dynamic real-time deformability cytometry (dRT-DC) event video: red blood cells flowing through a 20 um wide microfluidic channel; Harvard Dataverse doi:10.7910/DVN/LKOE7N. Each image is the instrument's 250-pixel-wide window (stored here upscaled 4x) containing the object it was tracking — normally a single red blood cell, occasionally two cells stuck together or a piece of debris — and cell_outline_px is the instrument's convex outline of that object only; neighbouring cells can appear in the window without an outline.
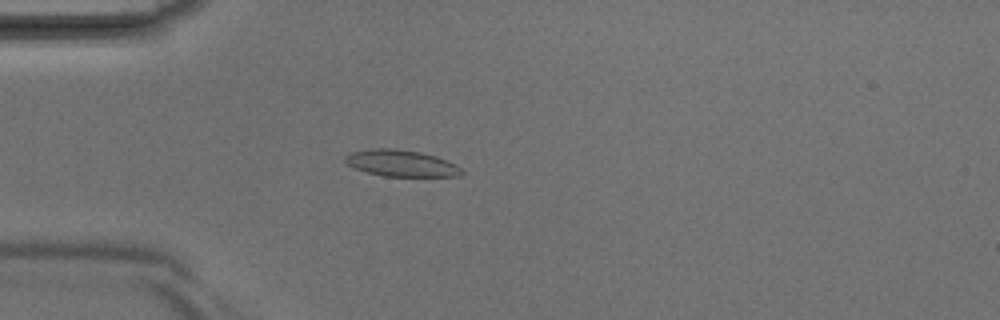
{"species": "Egyptian fruit bat (a non-hibernating species)", "species_latin": "Rousettus aegyptiacus", "temperature_condition": "room temperature", "stored_images_in_passage": 39, "camera_frame_rate_fps": 3000, "um_per_image_px": 0.085, "animal": {"sex": "male"}, "frame": {"image": 1, "passage_image": 9, "time_ms": 2.667, "image_size_px": [1000, 320], "cell_outline_px": [[464, 172], [460, 176], [384, 176], [368, 172], [356, 168], [348, 164], [344, 160], [344, 156], [352, 152], [376, 148], [396, 148], [420, 152], [436, 156], [456, 164]], "centroid_in_image_um": [34.12, 13.87], "position_along_channel_um": 50.9, "area_um2": 17.86}}
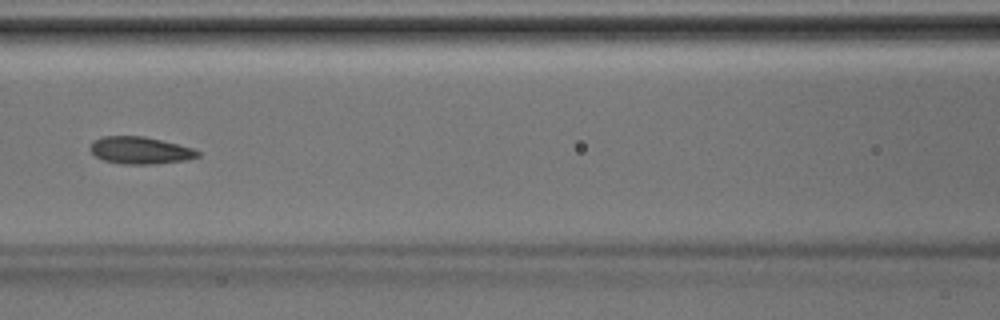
{"frame": {"image": 2, "passage_image": 16, "time_ms": 5.0, "image_size_px": [1000, 320], "cell_outline_px": [[200, 156], [188, 160], [152, 164], [120, 164], [104, 160], [96, 156], [88, 148], [92, 140], [104, 136], [144, 136], [192, 148], [200, 152]], "centroid_in_image_um": [11.89, 12.78], "position_along_channel_um": 154.7, "area_um2": 17.05}}
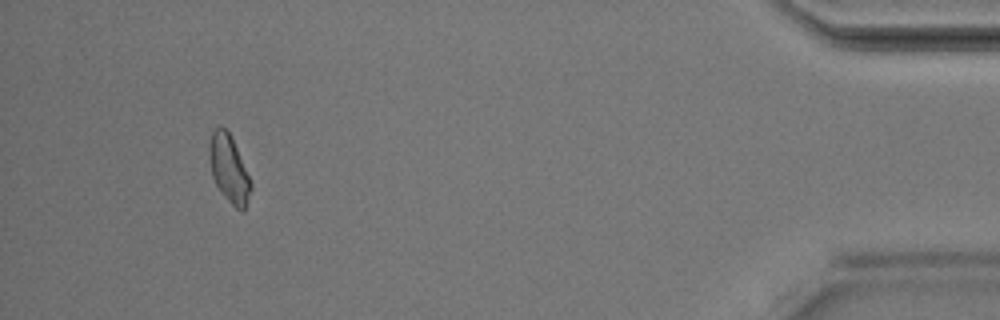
{"frame": {"image": 3, "passage_image": 36, "time_ms": 11.667, "image_size_px": [1000, 320], "cell_outline_px": [[252, 188], [244, 212], [240, 212], [224, 196], [216, 184], [212, 176], [208, 152], [208, 148], [212, 132], [216, 128], [224, 128], [232, 136], [252, 184]], "centroid_in_image_um": [19.47, 14.37], "position_along_channel_um": 415.7, "area_um2": 16.24}}